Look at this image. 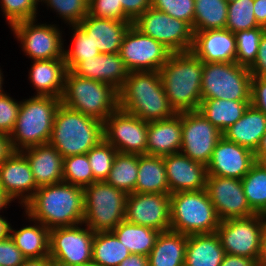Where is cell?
Segmentation results:
<instances>
[{"instance_id":"cell-1","label":"cell","mask_w":266,"mask_h":266,"mask_svg":"<svg viewBox=\"0 0 266 266\" xmlns=\"http://www.w3.org/2000/svg\"><path fill=\"white\" fill-rule=\"evenodd\" d=\"M22 209L49 230L77 225L84 218V189L63 181L41 186Z\"/></svg>"},{"instance_id":"cell-2","label":"cell","mask_w":266,"mask_h":266,"mask_svg":"<svg viewBox=\"0 0 266 266\" xmlns=\"http://www.w3.org/2000/svg\"><path fill=\"white\" fill-rule=\"evenodd\" d=\"M203 62L191 51L172 53L159 70L168 103L175 113L198 111Z\"/></svg>"},{"instance_id":"cell-3","label":"cell","mask_w":266,"mask_h":266,"mask_svg":"<svg viewBox=\"0 0 266 266\" xmlns=\"http://www.w3.org/2000/svg\"><path fill=\"white\" fill-rule=\"evenodd\" d=\"M119 109L146 122L172 117L159 71L130 72L118 90Z\"/></svg>"},{"instance_id":"cell-4","label":"cell","mask_w":266,"mask_h":266,"mask_svg":"<svg viewBox=\"0 0 266 266\" xmlns=\"http://www.w3.org/2000/svg\"><path fill=\"white\" fill-rule=\"evenodd\" d=\"M103 139V122L60 104L49 143L63 158L87 154Z\"/></svg>"},{"instance_id":"cell-5","label":"cell","mask_w":266,"mask_h":266,"mask_svg":"<svg viewBox=\"0 0 266 266\" xmlns=\"http://www.w3.org/2000/svg\"><path fill=\"white\" fill-rule=\"evenodd\" d=\"M61 98L32 95L23 98L10 138L14 151L49 143Z\"/></svg>"},{"instance_id":"cell-6","label":"cell","mask_w":266,"mask_h":266,"mask_svg":"<svg viewBox=\"0 0 266 266\" xmlns=\"http://www.w3.org/2000/svg\"><path fill=\"white\" fill-rule=\"evenodd\" d=\"M61 103L104 122L118 107V90L112 85L80 77L68 70Z\"/></svg>"},{"instance_id":"cell-7","label":"cell","mask_w":266,"mask_h":266,"mask_svg":"<svg viewBox=\"0 0 266 266\" xmlns=\"http://www.w3.org/2000/svg\"><path fill=\"white\" fill-rule=\"evenodd\" d=\"M170 230L185 235L214 233L220 219L206 189L170 194Z\"/></svg>"},{"instance_id":"cell-8","label":"cell","mask_w":266,"mask_h":266,"mask_svg":"<svg viewBox=\"0 0 266 266\" xmlns=\"http://www.w3.org/2000/svg\"><path fill=\"white\" fill-rule=\"evenodd\" d=\"M83 223L94 232L112 231L125 220L127 194L106 181L84 188Z\"/></svg>"},{"instance_id":"cell-9","label":"cell","mask_w":266,"mask_h":266,"mask_svg":"<svg viewBox=\"0 0 266 266\" xmlns=\"http://www.w3.org/2000/svg\"><path fill=\"white\" fill-rule=\"evenodd\" d=\"M251 80L249 68L236 62L203 63L202 100H251Z\"/></svg>"},{"instance_id":"cell-10","label":"cell","mask_w":266,"mask_h":266,"mask_svg":"<svg viewBox=\"0 0 266 266\" xmlns=\"http://www.w3.org/2000/svg\"><path fill=\"white\" fill-rule=\"evenodd\" d=\"M61 27L55 23L38 22L37 18L18 22L10 30L20 44L24 56L33 61L63 58L66 39L65 28Z\"/></svg>"},{"instance_id":"cell-11","label":"cell","mask_w":266,"mask_h":266,"mask_svg":"<svg viewBox=\"0 0 266 266\" xmlns=\"http://www.w3.org/2000/svg\"><path fill=\"white\" fill-rule=\"evenodd\" d=\"M94 235L84 223L50 229L49 257L55 266L88 264L92 262Z\"/></svg>"},{"instance_id":"cell-12","label":"cell","mask_w":266,"mask_h":266,"mask_svg":"<svg viewBox=\"0 0 266 266\" xmlns=\"http://www.w3.org/2000/svg\"><path fill=\"white\" fill-rule=\"evenodd\" d=\"M266 215L220 221L216 233L226 254L255 259L258 262Z\"/></svg>"},{"instance_id":"cell-13","label":"cell","mask_w":266,"mask_h":266,"mask_svg":"<svg viewBox=\"0 0 266 266\" xmlns=\"http://www.w3.org/2000/svg\"><path fill=\"white\" fill-rule=\"evenodd\" d=\"M132 25L144 35L163 44L172 53L191 51L193 30L184 21L150 7Z\"/></svg>"},{"instance_id":"cell-14","label":"cell","mask_w":266,"mask_h":266,"mask_svg":"<svg viewBox=\"0 0 266 266\" xmlns=\"http://www.w3.org/2000/svg\"><path fill=\"white\" fill-rule=\"evenodd\" d=\"M119 54L130 72H142L159 71L172 52L131 24L123 36Z\"/></svg>"},{"instance_id":"cell-15","label":"cell","mask_w":266,"mask_h":266,"mask_svg":"<svg viewBox=\"0 0 266 266\" xmlns=\"http://www.w3.org/2000/svg\"><path fill=\"white\" fill-rule=\"evenodd\" d=\"M148 122L117 109L103 122L104 139L119 153L146 154Z\"/></svg>"},{"instance_id":"cell-16","label":"cell","mask_w":266,"mask_h":266,"mask_svg":"<svg viewBox=\"0 0 266 266\" xmlns=\"http://www.w3.org/2000/svg\"><path fill=\"white\" fill-rule=\"evenodd\" d=\"M222 132L199 111L182 112L180 152L191 160L208 165Z\"/></svg>"},{"instance_id":"cell-17","label":"cell","mask_w":266,"mask_h":266,"mask_svg":"<svg viewBox=\"0 0 266 266\" xmlns=\"http://www.w3.org/2000/svg\"><path fill=\"white\" fill-rule=\"evenodd\" d=\"M125 220L160 232L169 231L171 223L170 194H127Z\"/></svg>"},{"instance_id":"cell-18","label":"cell","mask_w":266,"mask_h":266,"mask_svg":"<svg viewBox=\"0 0 266 266\" xmlns=\"http://www.w3.org/2000/svg\"><path fill=\"white\" fill-rule=\"evenodd\" d=\"M206 191L220 221L256 214L247 202L240 179L207 175Z\"/></svg>"},{"instance_id":"cell-19","label":"cell","mask_w":266,"mask_h":266,"mask_svg":"<svg viewBox=\"0 0 266 266\" xmlns=\"http://www.w3.org/2000/svg\"><path fill=\"white\" fill-rule=\"evenodd\" d=\"M0 186L13 202L16 200L18 206L20 204L21 208L39 188L27 158L20 151H14L0 165Z\"/></svg>"},{"instance_id":"cell-20","label":"cell","mask_w":266,"mask_h":266,"mask_svg":"<svg viewBox=\"0 0 266 266\" xmlns=\"http://www.w3.org/2000/svg\"><path fill=\"white\" fill-rule=\"evenodd\" d=\"M255 163L254 152L235 142L219 139L208 163L207 175L242 179Z\"/></svg>"},{"instance_id":"cell-21","label":"cell","mask_w":266,"mask_h":266,"mask_svg":"<svg viewBox=\"0 0 266 266\" xmlns=\"http://www.w3.org/2000/svg\"><path fill=\"white\" fill-rule=\"evenodd\" d=\"M169 194L206 189L207 167L181 152L163 157Z\"/></svg>"},{"instance_id":"cell-22","label":"cell","mask_w":266,"mask_h":266,"mask_svg":"<svg viewBox=\"0 0 266 266\" xmlns=\"http://www.w3.org/2000/svg\"><path fill=\"white\" fill-rule=\"evenodd\" d=\"M191 52L203 63L236 62V36L230 30L193 31Z\"/></svg>"},{"instance_id":"cell-23","label":"cell","mask_w":266,"mask_h":266,"mask_svg":"<svg viewBox=\"0 0 266 266\" xmlns=\"http://www.w3.org/2000/svg\"><path fill=\"white\" fill-rule=\"evenodd\" d=\"M71 71L80 77L112 85L117 90L130 73L119 53H100L79 62Z\"/></svg>"},{"instance_id":"cell-24","label":"cell","mask_w":266,"mask_h":266,"mask_svg":"<svg viewBox=\"0 0 266 266\" xmlns=\"http://www.w3.org/2000/svg\"><path fill=\"white\" fill-rule=\"evenodd\" d=\"M28 80L35 90L33 95L62 98L65 77L68 71L64 58L50 60H33Z\"/></svg>"},{"instance_id":"cell-25","label":"cell","mask_w":266,"mask_h":266,"mask_svg":"<svg viewBox=\"0 0 266 266\" xmlns=\"http://www.w3.org/2000/svg\"><path fill=\"white\" fill-rule=\"evenodd\" d=\"M28 160L38 187L63 181V156L50 143L20 151Z\"/></svg>"},{"instance_id":"cell-26","label":"cell","mask_w":266,"mask_h":266,"mask_svg":"<svg viewBox=\"0 0 266 266\" xmlns=\"http://www.w3.org/2000/svg\"><path fill=\"white\" fill-rule=\"evenodd\" d=\"M182 141V113L148 122L147 155L167 156L180 152Z\"/></svg>"},{"instance_id":"cell-27","label":"cell","mask_w":266,"mask_h":266,"mask_svg":"<svg viewBox=\"0 0 266 266\" xmlns=\"http://www.w3.org/2000/svg\"><path fill=\"white\" fill-rule=\"evenodd\" d=\"M132 21H117L87 15L78 25L100 53H119L123 36Z\"/></svg>"},{"instance_id":"cell-28","label":"cell","mask_w":266,"mask_h":266,"mask_svg":"<svg viewBox=\"0 0 266 266\" xmlns=\"http://www.w3.org/2000/svg\"><path fill=\"white\" fill-rule=\"evenodd\" d=\"M265 133L266 115L250 104L243 116L223 131L222 136L255 152Z\"/></svg>"},{"instance_id":"cell-29","label":"cell","mask_w":266,"mask_h":266,"mask_svg":"<svg viewBox=\"0 0 266 266\" xmlns=\"http://www.w3.org/2000/svg\"><path fill=\"white\" fill-rule=\"evenodd\" d=\"M225 254L216 232L187 235L184 266H220Z\"/></svg>"},{"instance_id":"cell-30","label":"cell","mask_w":266,"mask_h":266,"mask_svg":"<svg viewBox=\"0 0 266 266\" xmlns=\"http://www.w3.org/2000/svg\"><path fill=\"white\" fill-rule=\"evenodd\" d=\"M22 215L24 220H29L30 224H24L16 229L11 224L9 236L25 258L49 256L50 230L42 223L28 217L24 212Z\"/></svg>"},{"instance_id":"cell-31","label":"cell","mask_w":266,"mask_h":266,"mask_svg":"<svg viewBox=\"0 0 266 266\" xmlns=\"http://www.w3.org/2000/svg\"><path fill=\"white\" fill-rule=\"evenodd\" d=\"M186 244L185 234L171 230L160 232L147 256L148 266H184Z\"/></svg>"},{"instance_id":"cell-32","label":"cell","mask_w":266,"mask_h":266,"mask_svg":"<svg viewBox=\"0 0 266 266\" xmlns=\"http://www.w3.org/2000/svg\"><path fill=\"white\" fill-rule=\"evenodd\" d=\"M134 193L169 194L163 157L138 154V174Z\"/></svg>"},{"instance_id":"cell-33","label":"cell","mask_w":266,"mask_h":266,"mask_svg":"<svg viewBox=\"0 0 266 266\" xmlns=\"http://www.w3.org/2000/svg\"><path fill=\"white\" fill-rule=\"evenodd\" d=\"M251 100H201L198 111L221 132L238 121Z\"/></svg>"},{"instance_id":"cell-34","label":"cell","mask_w":266,"mask_h":266,"mask_svg":"<svg viewBox=\"0 0 266 266\" xmlns=\"http://www.w3.org/2000/svg\"><path fill=\"white\" fill-rule=\"evenodd\" d=\"M112 232L117 236L131 254L148 256L157 240L160 231L150 227L132 224L123 220Z\"/></svg>"},{"instance_id":"cell-35","label":"cell","mask_w":266,"mask_h":266,"mask_svg":"<svg viewBox=\"0 0 266 266\" xmlns=\"http://www.w3.org/2000/svg\"><path fill=\"white\" fill-rule=\"evenodd\" d=\"M131 255L112 231L95 232L92 262L99 266H118Z\"/></svg>"},{"instance_id":"cell-36","label":"cell","mask_w":266,"mask_h":266,"mask_svg":"<svg viewBox=\"0 0 266 266\" xmlns=\"http://www.w3.org/2000/svg\"><path fill=\"white\" fill-rule=\"evenodd\" d=\"M193 31L223 29L228 14L227 0H194Z\"/></svg>"},{"instance_id":"cell-37","label":"cell","mask_w":266,"mask_h":266,"mask_svg":"<svg viewBox=\"0 0 266 266\" xmlns=\"http://www.w3.org/2000/svg\"><path fill=\"white\" fill-rule=\"evenodd\" d=\"M138 174V154L119 153L115 155L111 171L105 180L126 194L134 193Z\"/></svg>"},{"instance_id":"cell-38","label":"cell","mask_w":266,"mask_h":266,"mask_svg":"<svg viewBox=\"0 0 266 266\" xmlns=\"http://www.w3.org/2000/svg\"><path fill=\"white\" fill-rule=\"evenodd\" d=\"M68 28L72 45H64L63 58L67 69L72 70L79 62L98 56L100 52L92 43L90 36L78 24L69 25Z\"/></svg>"},{"instance_id":"cell-39","label":"cell","mask_w":266,"mask_h":266,"mask_svg":"<svg viewBox=\"0 0 266 266\" xmlns=\"http://www.w3.org/2000/svg\"><path fill=\"white\" fill-rule=\"evenodd\" d=\"M241 180L250 208L256 214L266 215V170L254 163Z\"/></svg>"},{"instance_id":"cell-40","label":"cell","mask_w":266,"mask_h":266,"mask_svg":"<svg viewBox=\"0 0 266 266\" xmlns=\"http://www.w3.org/2000/svg\"><path fill=\"white\" fill-rule=\"evenodd\" d=\"M39 4L56 13L66 27L79 24L88 15L89 9V0H39Z\"/></svg>"},{"instance_id":"cell-41","label":"cell","mask_w":266,"mask_h":266,"mask_svg":"<svg viewBox=\"0 0 266 266\" xmlns=\"http://www.w3.org/2000/svg\"><path fill=\"white\" fill-rule=\"evenodd\" d=\"M254 0L228 2V14L225 29L236 33L260 27L254 15Z\"/></svg>"},{"instance_id":"cell-42","label":"cell","mask_w":266,"mask_h":266,"mask_svg":"<svg viewBox=\"0 0 266 266\" xmlns=\"http://www.w3.org/2000/svg\"><path fill=\"white\" fill-rule=\"evenodd\" d=\"M63 182L83 188L96 182L87 154L72 155L64 158Z\"/></svg>"},{"instance_id":"cell-43","label":"cell","mask_w":266,"mask_h":266,"mask_svg":"<svg viewBox=\"0 0 266 266\" xmlns=\"http://www.w3.org/2000/svg\"><path fill=\"white\" fill-rule=\"evenodd\" d=\"M265 32L263 27L244 30L235 33L236 63L250 67L256 60L260 39Z\"/></svg>"},{"instance_id":"cell-44","label":"cell","mask_w":266,"mask_h":266,"mask_svg":"<svg viewBox=\"0 0 266 266\" xmlns=\"http://www.w3.org/2000/svg\"><path fill=\"white\" fill-rule=\"evenodd\" d=\"M117 152L105 139L87 152L90 167L96 181H105L108 178Z\"/></svg>"},{"instance_id":"cell-45","label":"cell","mask_w":266,"mask_h":266,"mask_svg":"<svg viewBox=\"0 0 266 266\" xmlns=\"http://www.w3.org/2000/svg\"><path fill=\"white\" fill-rule=\"evenodd\" d=\"M39 0H0V11L9 29L21 21L38 18Z\"/></svg>"},{"instance_id":"cell-46","label":"cell","mask_w":266,"mask_h":266,"mask_svg":"<svg viewBox=\"0 0 266 266\" xmlns=\"http://www.w3.org/2000/svg\"><path fill=\"white\" fill-rule=\"evenodd\" d=\"M194 0H151V7L186 22L193 30Z\"/></svg>"},{"instance_id":"cell-47","label":"cell","mask_w":266,"mask_h":266,"mask_svg":"<svg viewBox=\"0 0 266 266\" xmlns=\"http://www.w3.org/2000/svg\"><path fill=\"white\" fill-rule=\"evenodd\" d=\"M21 99H15L10 93L0 94V133L11 135L15 128Z\"/></svg>"},{"instance_id":"cell-48","label":"cell","mask_w":266,"mask_h":266,"mask_svg":"<svg viewBox=\"0 0 266 266\" xmlns=\"http://www.w3.org/2000/svg\"><path fill=\"white\" fill-rule=\"evenodd\" d=\"M88 14L96 18L131 21L124 14L119 0H89Z\"/></svg>"},{"instance_id":"cell-49","label":"cell","mask_w":266,"mask_h":266,"mask_svg":"<svg viewBox=\"0 0 266 266\" xmlns=\"http://www.w3.org/2000/svg\"><path fill=\"white\" fill-rule=\"evenodd\" d=\"M24 260L25 257L10 236L0 240V266H21Z\"/></svg>"},{"instance_id":"cell-50","label":"cell","mask_w":266,"mask_h":266,"mask_svg":"<svg viewBox=\"0 0 266 266\" xmlns=\"http://www.w3.org/2000/svg\"><path fill=\"white\" fill-rule=\"evenodd\" d=\"M250 103L266 115V77L252 76Z\"/></svg>"},{"instance_id":"cell-51","label":"cell","mask_w":266,"mask_h":266,"mask_svg":"<svg viewBox=\"0 0 266 266\" xmlns=\"http://www.w3.org/2000/svg\"><path fill=\"white\" fill-rule=\"evenodd\" d=\"M124 14L134 22L141 14L151 7V0H119Z\"/></svg>"},{"instance_id":"cell-52","label":"cell","mask_w":266,"mask_h":266,"mask_svg":"<svg viewBox=\"0 0 266 266\" xmlns=\"http://www.w3.org/2000/svg\"><path fill=\"white\" fill-rule=\"evenodd\" d=\"M251 76L266 77V31L263 33L256 60L249 67Z\"/></svg>"},{"instance_id":"cell-53","label":"cell","mask_w":266,"mask_h":266,"mask_svg":"<svg viewBox=\"0 0 266 266\" xmlns=\"http://www.w3.org/2000/svg\"><path fill=\"white\" fill-rule=\"evenodd\" d=\"M257 261L247 257L225 254L220 266H256Z\"/></svg>"},{"instance_id":"cell-54","label":"cell","mask_w":266,"mask_h":266,"mask_svg":"<svg viewBox=\"0 0 266 266\" xmlns=\"http://www.w3.org/2000/svg\"><path fill=\"white\" fill-rule=\"evenodd\" d=\"M14 152L9 135L0 133V165Z\"/></svg>"},{"instance_id":"cell-55","label":"cell","mask_w":266,"mask_h":266,"mask_svg":"<svg viewBox=\"0 0 266 266\" xmlns=\"http://www.w3.org/2000/svg\"><path fill=\"white\" fill-rule=\"evenodd\" d=\"M254 15L259 26L266 27V0H254Z\"/></svg>"},{"instance_id":"cell-56","label":"cell","mask_w":266,"mask_h":266,"mask_svg":"<svg viewBox=\"0 0 266 266\" xmlns=\"http://www.w3.org/2000/svg\"><path fill=\"white\" fill-rule=\"evenodd\" d=\"M118 266H148V257L139 254H131L124 259Z\"/></svg>"},{"instance_id":"cell-57","label":"cell","mask_w":266,"mask_h":266,"mask_svg":"<svg viewBox=\"0 0 266 266\" xmlns=\"http://www.w3.org/2000/svg\"><path fill=\"white\" fill-rule=\"evenodd\" d=\"M21 266H55V264L49 256H45L38 258H25Z\"/></svg>"},{"instance_id":"cell-58","label":"cell","mask_w":266,"mask_h":266,"mask_svg":"<svg viewBox=\"0 0 266 266\" xmlns=\"http://www.w3.org/2000/svg\"><path fill=\"white\" fill-rule=\"evenodd\" d=\"M2 215L0 214V240L9 237L12 224L4 214Z\"/></svg>"},{"instance_id":"cell-59","label":"cell","mask_w":266,"mask_h":266,"mask_svg":"<svg viewBox=\"0 0 266 266\" xmlns=\"http://www.w3.org/2000/svg\"><path fill=\"white\" fill-rule=\"evenodd\" d=\"M257 263H266V224L263 229L262 238H261V248L259 259Z\"/></svg>"},{"instance_id":"cell-60","label":"cell","mask_w":266,"mask_h":266,"mask_svg":"<svg viewBox=\"0 0 266 266\" xmlns=\"http://www.w3.org/2000/svg\"><path fill=\"white\" fill-rule=\"evenodd\" d=\"M12 200L4 193L2 187L0 186V214L4 213V210L11 206Z\"/></svg>"},{"instance_id":"cell-61","label":"cell","mask_w":266,"mask_h":266,"mask_svg":"<svg viewBox=\"0 0 266 266\" xmlns=\"http://www.w3.org/2000/svg\"><path fill=\"white\" fill-rule=\"evenodd\" d=\"M255 163L266 170V152H254Z\"/></svg>"},{"instance_id":"cell-62","label":"cell","mask_w":266,"mask_h":266,"mask_svg":"<svg viewBox=\"0 0 266 266\" xmlns=\"http://www.w3.org/2000/svg\"><path fill=\"white\" fill-rule=\"evenodd\" d=\"M255 152H266V133L261 138L259 146L257 147Z\"/></svg>"},{"instance_id":"cell-63","label":"cell","mask_w":266,"mask_h":266,"mask_svg":"<svg viewBox=\"0 0 266 266\" xmlns=\"http://www.w3.org/2000/svg\"><path fill=\"white\" fill-rule=\"evenodd\" d=\"M2 67L0 66V94H2L3 92H5V90L3 89V85L5 84L4 80H5V77H4V74H3V71L4 69H1Z\"/></svg>"},{"instance_id":"cell-64","label":"cell","mask_w":266,"mask_h":266,"mask_svg":"<svg viewBox=\"0 0 266 266\" xmlns=\"http://www.w3.org/2000/svg\"><path fill=\"white\" fill-rule=\"evenodd\" d=\"M72 266H99V265H97V264L94 263V262H90V263H88V264H84V265H72Z\"/></svg>"},{"instance_id":"cell-65","label":"cell","mask_w":266,"mask_h":266,"mask_svg":"<svg viewBox=\"0 0 266 266\" xmlns=\"http://www.w3.org/2000/svg\"><path fill=\"white\" fill-rule=\"evenodd\" d=\"M256 266H266V263H257Z\"/></svg>"}]
</instances>
